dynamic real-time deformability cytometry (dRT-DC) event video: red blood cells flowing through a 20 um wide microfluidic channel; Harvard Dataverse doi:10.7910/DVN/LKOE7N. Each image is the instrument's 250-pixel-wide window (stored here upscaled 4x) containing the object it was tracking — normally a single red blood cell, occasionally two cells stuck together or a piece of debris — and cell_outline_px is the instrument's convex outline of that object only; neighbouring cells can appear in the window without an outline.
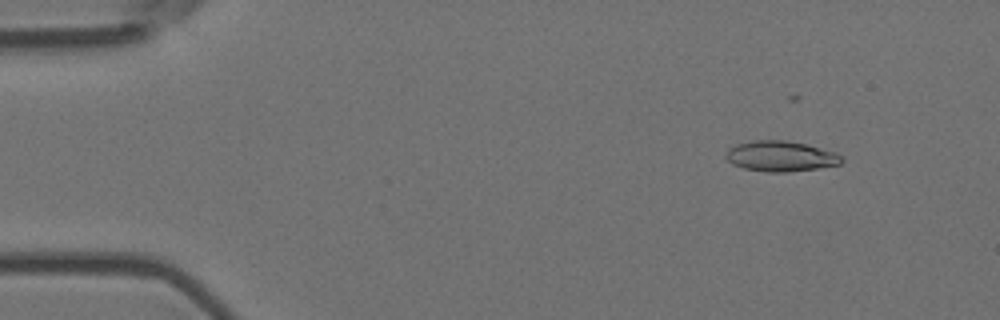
{"species": "Egyptian fruit bat (a non-hibernating species)", "species_latin": "Rousettus aegyptiacus", "temperature_condition": "room temperature", "stored_images_in_passage": 4, "camera_frame_rate_fps": 3000, "um_per_image_px": 0.085, "animal": {"sex": "female"}, "frame": {"image": 1, "passage_image": 2, "time_ms": 0.333, "image_size_px": [1000, 320], "cell_outline_px": [[844, 160], [840, 164], [816, 168], [788, 172], [768, 172], [744, 168], [732, 164], [724, 156], [728, 148], [736, 144], [752, 140], [788, 140], [836, 152], [844, 156]], "centroid_in_image_um": [66.35, 13.27], "position_along_channel_um": 18.7, "area_um2": 20.63}}